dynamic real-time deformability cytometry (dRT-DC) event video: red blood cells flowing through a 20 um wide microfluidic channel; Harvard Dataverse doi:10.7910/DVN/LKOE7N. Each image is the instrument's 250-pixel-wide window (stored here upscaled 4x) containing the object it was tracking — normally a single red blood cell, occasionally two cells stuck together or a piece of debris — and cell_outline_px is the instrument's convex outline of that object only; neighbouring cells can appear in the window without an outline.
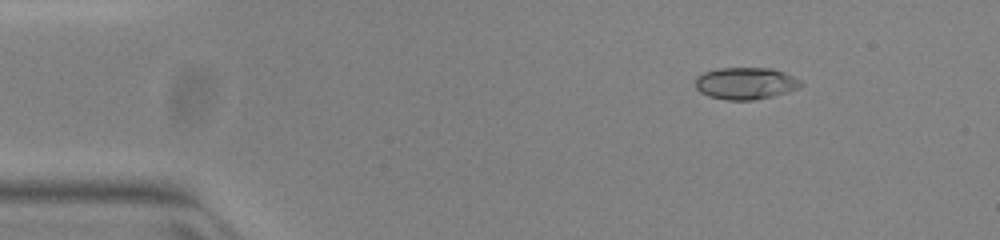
{"species": "common noctule bat (a hibernating species)", "species_latin": "Nyctalus noctula", "temperature_condition": "warm", "stored_images_in_passage": 45, "camera_frame_rate_fps": 3000, "um_per_image_px": 0.085, "animal": {"sex": "female", "body_mass_g": 23.0, "forearm_length_mm": 53.4}, "frame": {"image": 1, "passage_image": 1, "time_ms": 0.0, "image_size_px": [1000, 240], "cell_outline_px": [[804, 84], [800, 88], [772, 96], [752, 100], [724, 100], [708, 96], [700, 92], [696, 88], [696, 76], [704, 72], [720, 68], [772, 68], [784, 72], [800, 80]], "centroid_in_image_um": [63.37, 7.08], "position_along_channel_um": 21.6, "area_um2": 19.71}}
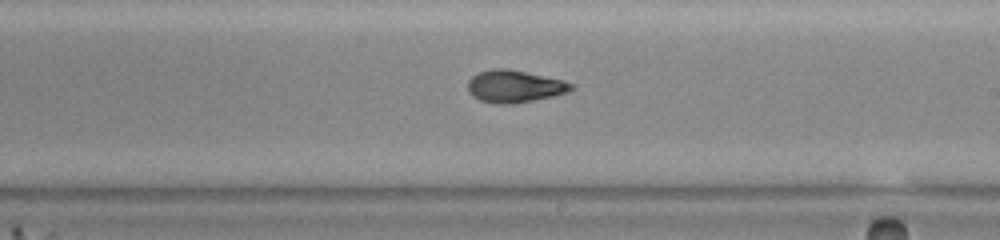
{"frame": {"image": 2, "passage_image": 24, "time_ms": 7.667, "image_size_px": [1000, 240], "cell_outline_px": [[576, 88], [568, 92], [552, 96], [532, 100], [508, 104], [496, 104], [480, 100], [472, 96], [468, 92], [468, 80], [472, 76], [480, 72], [492, 68], [508, 68], [564, 80], [572, 84]], "centroid_in_image_um": [43.72, 7.33], "position_along_channel_um": 245.3, "area_um2": 19.48}}
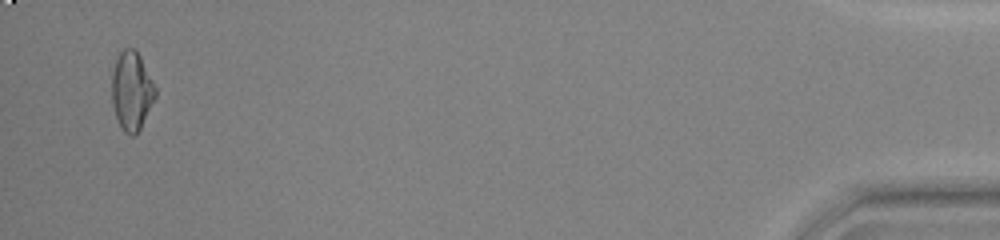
{"frame": {"image": 3, "passage_image": 44, "time_ms": 14.333, "image_size_px": [1000, 240], "cell_outline_px": [[156, 96], [140, 128], [132, 136], [124, 132], [116, 116], [112, 104], [112, 72], [116, 60], [120, 52], [124, 48], [136, 48], [156, 88]], "centroid_in_image_um": [11.19, 7.7], "position_along_channel_um": 424.0, "area_um2": 19.71}, "authors_computed_cell_mechanics": {"area_um2": 19.2474, "velocity_mm_per_s": 3.9988, "shape_relaxation_time_tau1_ms": 10.4454, "shape_relaxation_time_tau2_ms": 1.4213, "deformation_change_tau1": 0.3289, "deformation_change_tau2": 0.0658}}